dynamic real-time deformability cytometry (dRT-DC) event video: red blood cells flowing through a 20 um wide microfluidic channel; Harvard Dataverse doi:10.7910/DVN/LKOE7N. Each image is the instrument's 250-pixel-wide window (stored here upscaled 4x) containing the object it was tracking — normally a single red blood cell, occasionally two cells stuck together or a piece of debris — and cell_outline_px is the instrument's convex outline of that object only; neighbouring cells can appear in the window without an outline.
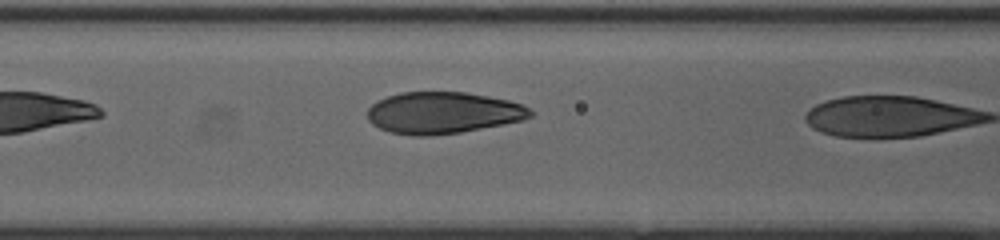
{"species": "human", "species_latin": "Homo sapiens", "temperature_condition": "cold", "stored_images_in_passage": 6, "camera_frame_rate_fps": 3000, "um_per_image_px": 0.085, "donor": {"sex": "female"}, "frame": {"image": 1, "passage_image": 5, "time_ms": 1.333, "image_size_px": [1000, 240], "cell_outline_px": [[532, 116], [524, 120], [460, 132], [428, 136], [412, 136], [392, 132], [380, 128], [372, 124], [368, 120], [368, 108], [376, 100], [400, 92], [464, 92], [488, 96], [508, 100], [524, 104], [532, 112]], "centroid_in_image_um": [37.64, 9.58], "position_along_channel_um": 129.0, "area_um2": 39.54}}